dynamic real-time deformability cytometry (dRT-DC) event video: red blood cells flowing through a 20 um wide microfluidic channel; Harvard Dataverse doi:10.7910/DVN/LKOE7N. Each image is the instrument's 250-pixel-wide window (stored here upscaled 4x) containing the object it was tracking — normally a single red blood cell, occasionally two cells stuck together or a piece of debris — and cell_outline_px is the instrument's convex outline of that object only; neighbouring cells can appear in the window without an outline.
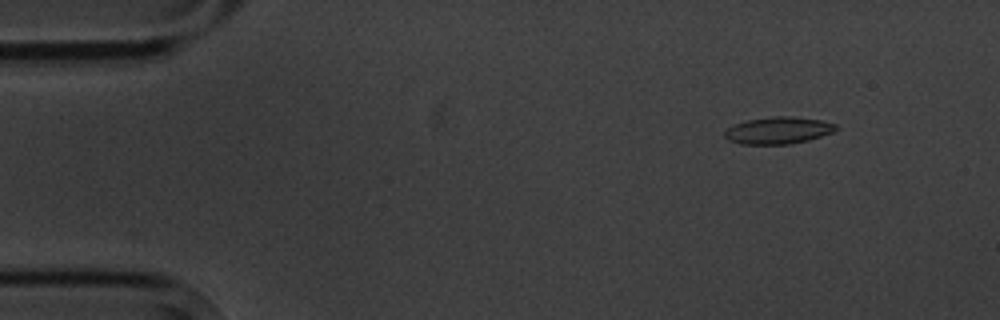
{"species": "common noctule bat (a hibernating species)", "species_latin": "Nyctalus noctula", "temperature_condition": "cold", "stored_images_in_passage": 4, "camera_frame_rate_fps": 3000, "um_per_image_px": 0.085, "animal": {"sex": "male", "body_mass_g": 20.1, "forearm_length_mm": 53.5}, "frame": {"image": 1, "passage_image": 2, "time_ms": 1.0, "image_size_px": [1000, 320], "cell_outline_px": [[836, 128], [832, 132], [808, 140], [788, 144], [740, 144], [728, 140], [724, 136], [724, 132], [728, 128], [736, 124], [748, 120], [772, 116], [792, 116], [820, 120], [836, 124]], "centroid_in_image_um": [66.12, 11.08], "position_along_channel_um": 18.9, "area_um2": 17.28}}
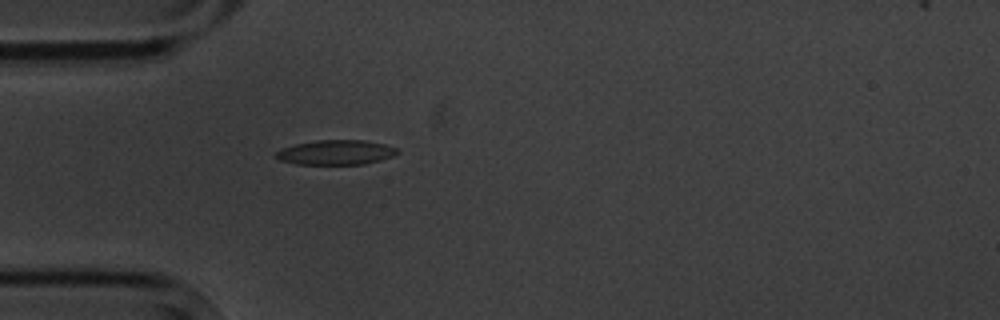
{"frame": {"image": 2, "passage_image": 4, "time_ms": 4.333, "image_size_px": [1000, 320], "cell_outline_px": [[400, 152], [392, 156], [380, 160], [364, 164], [296, 164], [280, 160], [276, 156], [276, 152], [280, 148], [296, 144], [316, 140], [364, 140], [384, 144], [396, 148]], "centroid_in_image_um": [28.54, 12.95], "position_along_channel_um": 56.5, "area_um2": 17.4}}